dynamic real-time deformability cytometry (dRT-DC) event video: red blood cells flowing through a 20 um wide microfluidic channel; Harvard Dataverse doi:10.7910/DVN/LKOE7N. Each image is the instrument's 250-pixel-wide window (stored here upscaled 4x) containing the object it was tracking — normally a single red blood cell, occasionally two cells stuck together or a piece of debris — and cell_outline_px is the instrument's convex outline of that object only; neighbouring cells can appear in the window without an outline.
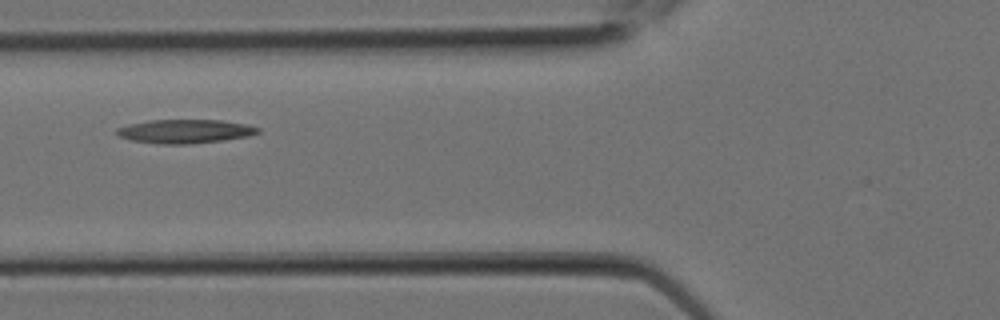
{"species": "Egyptian fruit bat (a non-hibernating species)", "species_latin": "Rousettus aegyptiacus", "temperature_condition": "room temperature", "stored_images_in_passage": 2, "camera_frame_rate_fps": 3000, "um_per_image_px": 0.085, "animal": {"sex": "female"}, "frame": {"image": 1, "passage_image": 2, "time_ms": 0.333, "image_size_px": [1000, 320], "cell_outline_px": [[260, 132], [248, 136], [224, 140], [188, 144], [156, 144], [132, 140], [120, 136], [116, 132], [116, 128], [132, 124], [152, 120], [220, 120], [244, 124], [260, 128]], "centroid_in_image_um": [15.74, 11.17], "position_along_channel_um": 110.1, "area_um2": 19.36}}